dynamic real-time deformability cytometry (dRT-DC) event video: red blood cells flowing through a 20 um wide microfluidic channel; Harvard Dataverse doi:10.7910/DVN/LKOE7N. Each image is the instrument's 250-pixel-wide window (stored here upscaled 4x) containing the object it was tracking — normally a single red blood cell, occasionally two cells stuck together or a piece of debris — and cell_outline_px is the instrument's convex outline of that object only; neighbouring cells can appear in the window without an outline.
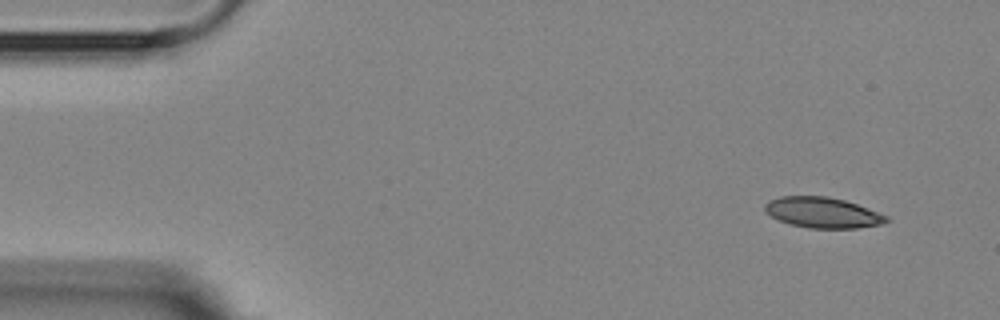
{"species": "Egyptian fruit bat (a non-hibernating species)", "species_latin": "Rousettus aegyptiacus", "temperature_condition": "room temperature", "stored_images_in_passage": 4, "camera_frame_rate_fps": 3000, "um_per_image_px": 0.085, "animal": {"sex": "female"}, "frame": {"image": 1, "passage_image": 1, "time_ms": 0.0, "image_size_px": [1000, 320], "cell_outline_px": [[892, 220], [884, 224], [856, 228], [808, 228], [792, 224], [780, 220], [764, 212], [764, 204], [768, 200], [780, 196], [828, 196], [844, 200], [856, 204], [888, 216]], "centroid_in_image_um": [69.93, 18.07], "position_along_channel_um": 15.1, "area_um2": 21.73}}
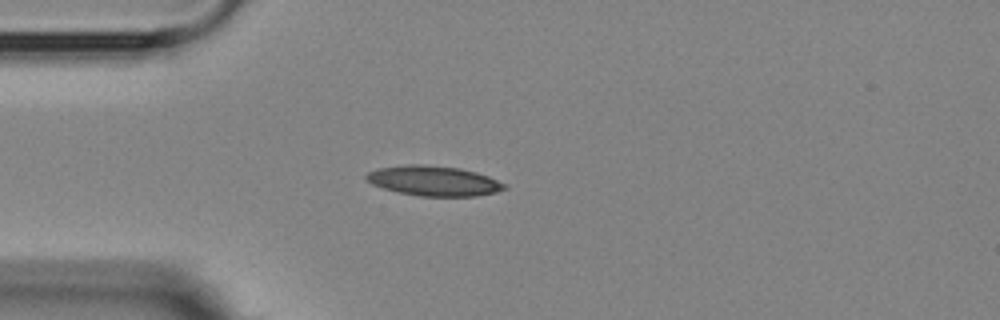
{"frame": {"image": 2, "passage_image": 4, "time_ms": 3.333, "image_size_px": [1000, 320], "cell_outline_px": [[508, 188], [496, 192], [476, 196], [420, 196], [400, 192], [384, 188], [372, 184], [364, 176], [368, 172], [376, 168], [408, 164], [424, 164], [460, 168], [476, 172], [488, 176], [508, 184]], "centroid_in_image_um": [36.9, 15.36], "position_along_channel_um": 48.1, "area_um2": 24.22}}